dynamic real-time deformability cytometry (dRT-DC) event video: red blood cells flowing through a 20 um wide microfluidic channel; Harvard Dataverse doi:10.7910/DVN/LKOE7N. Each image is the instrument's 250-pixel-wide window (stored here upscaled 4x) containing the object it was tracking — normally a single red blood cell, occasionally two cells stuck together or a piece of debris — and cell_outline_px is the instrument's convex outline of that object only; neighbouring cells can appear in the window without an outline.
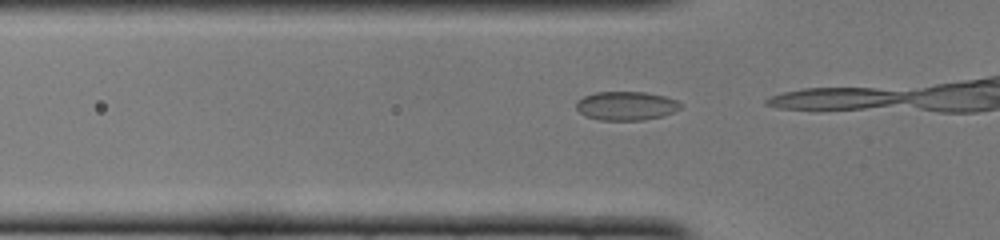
{"species": "common noctule bat (a hibernating species)", "species_latin": "Nyctalus noctula", "temperature_condition": "cold", "stored_images_in_passage": 11, "camera_frame_rate_fps": 3000, "um_per_image_px": 0.085, "animal": {"sex": "female", "body_mass_g": 22.0, "forearm_length_mm": 56.7}, "frame": {"image": 1, "passage_image": 10, "time_ms": 3.0, "image_size_px": [1000, 240], "cell_outline_px": [[684, 104], [680, 108], [664, 116], [644, 120], [600, 120], [588, 116], [580, 112], [576, 108], [576, 100], [584, 96], [596, 92], [644, 92], [664, 96], [676, 100]], "centroid_in_image_um": [53.24, 8.99], "position_along_channel_um": 72.6, "area_um2": 17.51}}